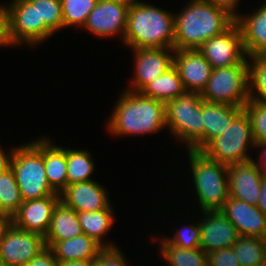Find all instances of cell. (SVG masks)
<instances>
[{
	"label": "cell",
	"mask_w": 266,
	"mask_h": 266,
	"mask_svg": "<svg viewBox=\"0 0 266 266\" xmlns=\"http://www.w3.org/2000/svg\"><path fill=\"white\" fill-rule=\"evenodd\" d=\"M105 121L111 136H143L166 129L165 103L123 88Z\"/></svg>",
	"instance_id": "obj_1"
},
{
	"label": "cell",
	"mask_w": 266,
	"mask_h": 266,
	"mask_svg": "<svg viewBox=\"0 0 266 266\" xmlns=\"http://www.w3.org/2000/svg\"><path fill=\"white\" fill-rule=\"evenodd\" d=\"M183 7L174 13V49H198L236 22L228 11L203 0H190Z\"/></svg>",
	"instance_id": "obj_2"
},
{
	"label": "cell",
	"mask_w": 266,
	"mask_h": 266,
	"mask_svg": "<svg viewBox=\"0 0 266 266\" xmlns=\"http://www.w3.org/2000/svg\"><path fill=\"white\" fill-rule=\"evenodd\" d=\"M148 2L128 9L123 44L130 49H174V12Z\"/></svg>",
	"instance_id": "obj_3"
},
{
	"label": "cell",
	"mask_w": 266,
	"mask_h": 266,
	"mask_svg": "<svg viewBox=\"0 0 266 266\" xmlns=\"http://www.w3.org/2000/svg\"><path fill=\"white\" fill-rule=\"evenodd\" d=\"M192 174L194 201L200 211L220 210L229 198L228 165L207 158L202 152L187 150Z\"/></svg>",
	"instance_id": "obj_4"
},
{
	"label": "cell",
	"mask_w": 266,
	"mask_h": 266,
	"mask_svg": "<svg viewBox=\"0 0 266 266\" xmlns=\"http://www.w3.org/2000/svg\"><path fill=\"white\" fill-rule=\"evenodd\" d=\"M166 131L185 144L187 150L201 151L204 148V124L202 98L198 92L185 91L165 103Z\"/></svg>",
	"instance_id": "obj_5"
},
{
	"label": "cell",
	"mask_w": 266,
	"mask_h": 266,
	"mask_svg": "<svg viewBox=\"0 0 266 266\" xmlns=\"http://www.w3.org/2000/svg\"><path fill=\"white\" fill-rule=\"evenodd\" d=\"M21 198L24 201L57 194L49 185L43 160V136L15 146L11 160Z\"/></svg>",
	"instance_id": "obj_6"
},
{
	"label": "cell",
	"mask_w": 266,
	"mask_h": 266,
	"mask_svg": "<svg viewBox=\"0 0 266 266\" xmlns=\"http://www.w3.org/2000/svg\"><path fill=\"white\" fill-rule=\"evenodd\" d=\"M255 144L249 116L243 110L225 133L212 139L200 152L211 160L229 165L252 160L254 156L249 150H254Z\"/></svg>",
	"instance_id": "obj_7"
},
{
	"label": "cell",
	"mask_w": 266,
	"mask_h": 266,
	"mask_svg": "<svg viewBox=\"0 0 266 266\" xmlns=\"http://www.w3.org/2000/svg\"><path fill=\"white\" fill-rule=\"evenodd\" d=\"M9 1V37L14 47L26 45L35 49L55 34L46 23H39L38 0Z\"/></svg>",
	"instance_id": "obj_8"
},
{
	"label": "cell",
	"mask_w": 266,
	"mask_h": 266,
	"mask_svg": "<svg viewBox=\"0 0 266 266\" xmlns=\"http://www.w3.org/2000/svg\"><path fill=\"white\" fill-rule=\"evenodd\" d=\"M201 98L207 102L243 108L249 100L248 65L212 69Z\"/></svg>",
	"instance_id": "obj_9"
},
{
	"label": "cell",
	"mask_w": 266,
	"mask_h": 266,
	"mask_svg": "<svg viewBox=\"0 0 266 266\" xmlns=\"http://www.w3.org/2000/svg\"><path fill=\"white\" fill-rule=\"evenodd\" d=\"M198 50L209 61L212 69L248 65L242 33L236 22L222 34L206 41Z\"/></svg>",
	"instance_id": "obj_10"
},
{
	"label": "cell",
	"mask_w": 266,
	"mask_h": 266,
	"mask_svg": "<svg viewBox=\"0 0 266 266\" xmlns=\"http://www.w3.org/2000/svg\"><path fill=\"white\" fill-rule=\"evenodd\" d=\"M45 247L43 235L21 230L11 223L0 243V265L26 266Z\"/></svg>",
	"instance_id": "obj_11"
},
{
	"label": "cell",
	"mask_w": 266,
	"mask_h": 266,
	"mask_svg": "<svg viewBox=\"0 0 266 266\" xmlns=\"http://www.w3.org/2000/svg\"><path fill=\"white\" fill-rule=\"evenodd\" d=\"M134 70L128 87L130 91L140 92L148 83L154 81L173 65L175 49L141 48L131 49Z\"/></svg>",
	"instance_id": "obj_12"
},
{
	"label": "cell",
	"mask_w": 266,
	"mask_h": 266,
	"mask_svg": "<svg viewBox=\"0 0 266 266\" xmlns=\"http://www.w3.org/2000/svg\"><path fill=\"white\" fill-rule=\"evenodd\" d=\"M127 15L128 9L117 1L98 0L82 29L102 39L118 36L122 43L127 26Z\"/></svg>",
	"instance_id": "obj_13"
},
{
	"label": "cell",
	"mask_w": 266,
	"mask_h": 266,
	"mask_svg": "<svg viewBox=\"0 0 266 266\" xmlns=\"http://www.w3.org/2000/svg\"><path fill=\"white\" fill-rule=\"evenodd\" d=\"M200 212V248L208 254L216 250L232 247L240 235L237 228L227 217L220 210Z\"/></svg>",
	"instance_id": "obj_14"
},
{
	"label": "cell",
	"mask_w": 266,
	"mask_h": 266,
	"mask_svg": "<svg viewBox=\"0 0 266 266\" xmlns=\"http://www.w3.org/2000/svg\"><path fill=\"white\" fill-rule=\"evenodd\" d=\"M173 65L186 91L202 93L210 79L212 67L198 49H175Z\"/></svg>",
	"instance_id": "obj_15"
},
{
	"label": "cell",
	"mask_w": 266,
	"mask_h": 266,
	"mask_svg": "<svg viewBox=\"0 0 266 266\" xmlns=\"http://www.w3.org/2000/svg\"><path fill=\"white\" fill-rule=\"evenodd\" d=\"M59 201L60 195L24 201L11 217V223L21 230L35 232L45 237L52 212Z\"/></svg>",
	"instance_id": "obj_16"
},
{
	"label": "cell",
	"mask_w": 266,
	"mask_h": 266,
	"mask_svg": "<svg viewBox=\"0 0 266 266\" xmlns=\"http://www.w3.org/2000/svg\"><path fill=\"white\" fill-rule=\"evenodd\" d=\"M107 191L106 186L95 180L77 182L67 185L60 201L77 213L99 211L111 204Z\"/></svg>",
	"instance_id": "obj_17"
},
{
	"label": "cell",
	"mask_w": 266,
	"mask_h": 266,
	"mask_svg": "<svg viewBox=\"0 0 266 266\" xmlns=\"http://www.w3.org/2000/svg\"><path fill=\"white\" fill-rule=\"evenodd\" d=\"M262 173L250 160L228 165L229 197L257 205L260 197Z\"/></svg>",
	"instance_id": "obj_18"
},
{
	"label": "cell",
	"mask_w": 266,
	"mask_h": 266,
	"mask_svg": "<svg viewBox=\"0 0 266 266\" xmlns=\"http://www.w3.org/2000/svg\"><path fill=\"white\" fill-rule=\"evenodd\" d=\"M220 211L237 228L240 236L266 239V215L257 205L229 197Z\"/></svg>",
	"instance_id": "obj_19"
},
{
	"label": "cell",
	"mask_w": 266,
	"mask_h": 266,
	"mask_svg": "<svg viewBox=\"0 0 266 266\" xmlns=\"http://www.w3.org/2000/svg\"><path fill=\"white\" fill-rule=\"evenodd\" d=\"M251 12L241 13L236 17L242 33L244 51L247 57L266 55V0Z\"/></svg>",
	"instance_id": "obj_20"
},
{
	"label": "cell",
	"mask_w": 266,
	"mask_h": 266,
	"mask_svg": "<svg viewBox=\"0 0 266 266\" xmlns=\"http://www.w3.org/2000/svg\"><path fill=\"white\" fill-rule=\"evenodd\" d=\"M243 111L230 104L207 102L202 99L204 147L214 138L225 133L229 124Z\"/></svg>",
	"instance_id": "obj_21"
},
{
	"label": "cell",
	"mask_w": 266,
	"mask_h": 266,
	"mask_svg": "<svg viewBox=\"0 0 266 266\" xmlns=\"http://www.w3.org/2000/svg\"><path fill=\"white\" fill-rule=\"evenodd\" d=\"M43 160L50 187L61 194L67 187L66 146L55 145L44 135Z\"/></svg>",
	"instance_id": "obj_22"
},
{
	"label": "cell",
	"mask_w": 266,
	"mask_h": 266,
	"mask_svg": "<svg viewBox=\"0 0 266 266\" xmlns=\"http://www.w3.org/2000/svg\"><path fill=\"white\" fill-rule=\"evenodd\" d=\"M82 233L77 212L59 201L52 212L48 233L44 237L45 245L51 247L56 241L68 240Z\"/></svg>",
	"instance_id": "obj_23"
},
{
	"label": "cell",
	"mask_w": 266,
	"mask_h": 266,
	"mask_svg": "<svg viewBox=\"0 0 266 266\" xmlns=\"http://www.w3.org/2000/svg\"><path fill=\"white\" fill-rule=\"evenodd\" d=\"M114 211L115 209L111 203L103 210L77 213L82 232L94 239L103 248L117 247L114 241L112 242L110 240L109 242V239L107 240L104 238L110 233L109 231H111L116 222V213Z\"/></svg>",
	"instance_id": "obj_24"
},
{
	"label": "cell",
	"mask_w": 266,
	"mask_h": 266,
	"mask_svg": "<svg viewBox=\"0 0 266 266\" xmlns=\"http://www.w3.org/2000/svg\"><path fill=\"white\" fill-rule=\"evenodd\" d=\"M50 248L57 261L95 260L103 249L84 233L68 240L56 241Z\"/></svg>",
	"instance_id": "obj_25"
},
{
	"label": "cell",
	"mask_w": 266,
	"mask_h": 266,
	"mask_svg": "<svg viewBox=\"0 0 266 266\" xmlns=\"http://www.w3.org/2000/svg\"><path fill=\"white\" fill-rule=\"evenodd\" d=\"M151 239L159 242V256L165 261V266H208L207 253L200 247L196 249H185L170 244L164 237H155ZM167 264V265H166Z\"/></svg>",
	"instance_id": "obj_26"
},
{
	"label": "cell",
	"mask_w": 266,
	"mask_h": 266,
	"mask_svg": "<svg viewBox=\"0 0 266 266\" xmlns=\"http://www.w3.org/2000/svg\"><path fill=\"white\" fill-rule=\"evenodd\" d=\"M185 91L178 70L172 65L162 75L148 83L140 92L144 96L166 103L182 95Z\"/></svg>",
	"instance_id": "obj_27"
},
{
	"label": "cell",
	"mask_w": 266,
	"mask_h": 266,
	"mask_svg": "<svg viewBox=\"0 0 266 266\" xmlns=\"http://www.w3.org/2000/svg\"><path fill=\"white\" fill-rule=\"evenodd\" d=\"M67 185L93 180L95 161L87 149L66 147Z\"/></svg>",
	"instance_id": "obj_28"
},
{
	"label": "cell",
	"mask_w": 266,
	"mask_h": 266,
	"mask_svg": "<svg viewBox=\"0 0 266 266\" xmlns=\"http://www.w3.org/2000/svg\"><path fill=\"white\" fill-rule=\"evenodd\" d=\"M232 248L239 266H258L266 262V239L239 236Z\"/></svg>",
	"instance_id": "obj_29"
},
{
	"label": "cell",
	"mask_w": 266,
	"mask_h": 266,
	"mask_svg": "<svg viewBox=\"0 0 266 266\" xmlns=\"http://www.w3.org/2000/svg\"><path fill=\"white\" fill-rule=\"evenodd\" d=\"M23 200L12 168L0 173V213L12 217Z\"/></svg>",
	"instance_id": "obj_30"
},
{
	"label": "cell",
	"mask_w": 266,
	"mask_h": 266,
	"mask_svg": "<svg viewBox=\"0 0 266 266\" xmlns=\"http://www.w3.org/2000/svg\"><path fill=\"white\" fill-rule=\"evenodd\" d=\"M247 62L249 99L266 103V55L248 56Z\"/></svg>",
	"instance_id": "obj_31"
},
{
	"label": "cell",
	"mask_w": 266,
	"mask_h": 266,
	"mask_svg": "<svg viewBox=\"0 0 266 266\" xmlns=\"http://www.w3.org/2000/svg\"><path fill=\"white\" fill-rule=\"evenodd\" d=\"M63 15V30L74 27L82 29L87 17L98 0H60Z\"/></svg>",
	"instance_id": "obj_32"
},
{
	"label": "cell",
	"mask_w": 266,
	"mask_h": 266,
	"mask_svg": "<svg viewBox=\"0 0 266 266\" xmlns=\"http://www.w3.org/2000/svg\"><path fill=\"white\" fill-rule=\"evenodd\" d=\"M195 219V222L192 221L193 224L192 222H189V224L186 225H184V223L181 224V228L179 227L178 229H176L175 233H173L172 236H159L164 237L170 244L177 247L185 249H196L200 247L201 228L199 225V219Z\"/></svg>",
	"instance_id": "obj_33"
},
{
	"label": "cell",
	"mask_w": 266,
	"mask_h": 266,
	"mask_svg": "<svg viewBox=\"0 0 266 266\" xmlns=\"http://www.w3.org/2000/svg\"><path fill=\"white\" fill-rule=\"evenodd\" d=\"M243 110L249 116L256 144L266 143V103L249 99Z\"/></svg>",
	"instance_id": "obj_34"
},
{
	"label": "cell",
	"mask_w": 266,
	"mask_h": 266,
	"mask_svg": "<svg viewBox=\"0 0 266 266\" xmlns=\"http://www.w3.org/2000/svg\"><path fill=\"white\" fill-rule=\"evenodd\" d=\"M39 23H46L55 33L63 31L60 0H38Z\"/></svg>",
	"instance_id": "obj_35"
},
{
	"label": "cell",
	"mask_w": 266,
	"mask_h": 266,
	"mask_svg": "<svg viewBox=\"0 0 266 266\" xmlns=\"http://www.w3.org/2000/svg\"><path fill=\"white\" fill-rule=\"evenodd\" d=\"M126 259L120 247L103 248L94 260L93 266H128Z\"/></svg>",
	"instance_id": "obj_36"
},
{
	"label": "cell",
	"mask_w": 266,
	"mask_h": 266,
	"mask_svg": "<svg viewBox=\"0 0 266 266\" xmlns=\"http://www.w3.org/2000/svg\"><path fill=\"white\" fill-rule=\"evenodd\" d=\"M208 266H239L232 247L223 248L207 254Z\"/></svg>",
	"instance_id": "obj_37"
},
{
	"label": "cell",
	"mask_w": 266,
	"mask_h": 266,
	"mask_svg": "<svg viewBox=\"0 0 266 266\" xmlns=\"http://www.w3.org/2000/svg\"><path fill=\"white\" fill-rule=\"evenodd\" d=\"M15 48L9 37L8 11L6 3H0V48Z\"/></svg>",
	"instance_id": "obj_38"
},
{
	"label": "cell",
	"mask_w": 266,
	"mask_h": 266,
	"mask_svg": "<svg viewBox=\"0 0 266 266\" xmlns=\"http://www.w3.org/2000/svg\"><path fill=\"white\" fill-rule=\"evenodd\" d=\"M26 266H58V261L50 247H45Z\"/></svg>",
	"instance_id": "obj_39"
},
{
	"label": "cell",
	"mask_w": 266,
	"mask_h": 266,
	"mask_svg": "<svg viewBox=\"0 0 266 266\" xmlns=\"http://www.w3.org/2000/svg\"><path fill=\"white\" fill-rule=\"evenodd\" d=\"M209 3H212L213 5H216L217 7L223 8L226 11H228L232 16L235 18L241 14V10H238L239 1L240 0H203ZM240 11V13H238Z\"/></svg>",
	"instance_id": "obj_40"
},
{
	"label": "cell",
	"mask_w": 266,
	"mask_h": 266,
	"mask_svg": "<svg viewBox=\"0 0 266 266\" xmlns=\"http://www.w3.org/2000/svg\"><path fill=\"white\" fill-rule=\"evenodd\" d=\"M258 149V150H257ZM258 152V157L252 158L257 168L261 171L262 176H266V143L255 144L254 152Z\"/></svg>",
	"instance_id": "obj_41"
},
{
	"label": "cell",
	"mask_w": 266,
	"mask_h": 266,
	"mask_svg": "<svg viewBox=\"0 0 266 266\" xmlns=\"http://www.w3.org/2000/svg\"><path fill=\"white\" fill-rule=\"evenodd\" d=\"M0 146V173L11 167V160L14 153L15 146L13 148H7L5 150ZM10 149V150H8Z\"/></svg>",
	"instance_id": "obj_42"
},
{
	"label": "cell",
	"mask_w": 266,
	"mask_h": 266,
	"mask_svg": "<svg viewBox=\"0 0 266 266\" xmlns=\"http://www.w3.org/2000/svg\"><path fill=\"white\" fill-rule=\"evenodd\" d=\"M257 207L266 215V176L262 177L260 197Z\"/></svg>",
	"instance_id": "obj_43"
},
{
	"label": "cell",
	"mask_w": 266,
	"mask_h": 266,
	"mask_svg": "<svg viewBox=\"0 0 266 266\" xmlns=\"http://www.w3.org/2000/svg\"><path fill=\"white\" fill-rule=\"evenodd\" d=\"M94 260L58 261V266H93Z\"/></svg>",
	"instance_id": "obj_44"
},
{
	"label": "cell",
	"mask_w": 266,
	"mask_h": 266,
	"mask_svg": "<svg viewBox=\"0 0 266 266\" xmlns=\"http://www.w3.org/2000/svg\"><path fill=\"white\" fill-rule=\"evenodd\" d=\"M11 224V218L2 215L0 217V243L2 241L3 235L7 229V227Z\"/></svg>",
	"instance_id": "obj_45"
},
{
	"label": "cell",
	"mask_w": 266,
	"mask_h": 266,
	"mask_svg": "<svg viewBox=\"0 0 266 266\" xmlns=\"http://www.w3.org/2000/svg\"><path fill=\"white\" fill-rule=\"evenodd\" d=\"M115 1H117L122 6H125L127 9L141 6L142 4L145 3V1L141 2V0H115Z\"/></svg>",
	"instance_id": "obj_46"
},
{
	"label": "cell",
	"mask_w": 266,
	"mask_h": 266,
	"mask_svg": "<svg viewBox=\"0 0 266 266\" xmlns=\"http://www.w3.org/2000/svg\"><path fill=\"white\" fill-rule=\"evenodd\" d=\"M258 266H266V262H264L263 264H259Z\"/></svg>",
	"instance_id": "obj_47"
}]
</instances>
